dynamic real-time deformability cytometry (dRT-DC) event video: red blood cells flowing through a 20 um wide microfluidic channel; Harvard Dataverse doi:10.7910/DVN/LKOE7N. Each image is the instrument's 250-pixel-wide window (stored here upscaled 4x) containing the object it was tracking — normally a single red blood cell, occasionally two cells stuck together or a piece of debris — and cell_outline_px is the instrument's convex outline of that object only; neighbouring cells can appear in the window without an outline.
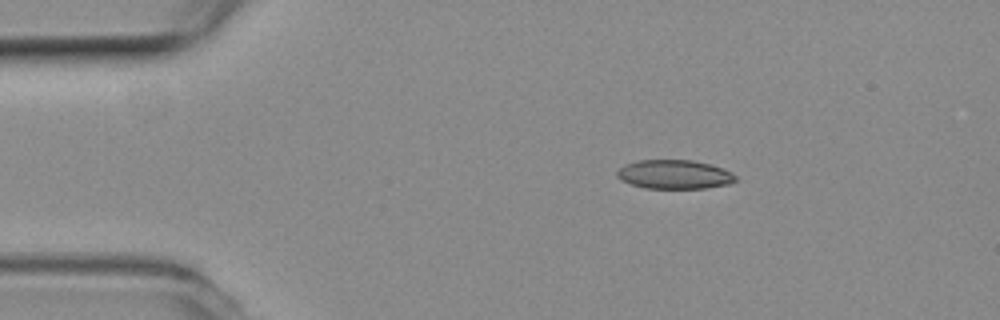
{"species": "common noctule bat (a hibernating species)", "species_latin": "Nyctalus noctula", "temperature_condition": "room temperature", "stored_images_in_passage": 3, "segment_of_instrument_passage": [1, 2], "camera_frame_rate_fps": 3000, "um_per_image_px": 0.085, "animal": {"sex": "female", "body_mass_g": 19.3, "forearm_length_mm": 54.1}, "frame": {"image": 1, "passage_image": 1, "time_ms": 0.0, "image_size_px": [1000, 320], "cell_outline_px": [[736, 180], [728, 184], [708, 188], [644, 188], [620, 180], [616, 176], [616, 172], [624, 164], [640, 160], [692, 160], [708, 164], [732, 172], [736, 176]], "centroid_in_image_um": [57.29, 14.83], "position_along_channel_um": 27.7, "area_um2": 19.94}}